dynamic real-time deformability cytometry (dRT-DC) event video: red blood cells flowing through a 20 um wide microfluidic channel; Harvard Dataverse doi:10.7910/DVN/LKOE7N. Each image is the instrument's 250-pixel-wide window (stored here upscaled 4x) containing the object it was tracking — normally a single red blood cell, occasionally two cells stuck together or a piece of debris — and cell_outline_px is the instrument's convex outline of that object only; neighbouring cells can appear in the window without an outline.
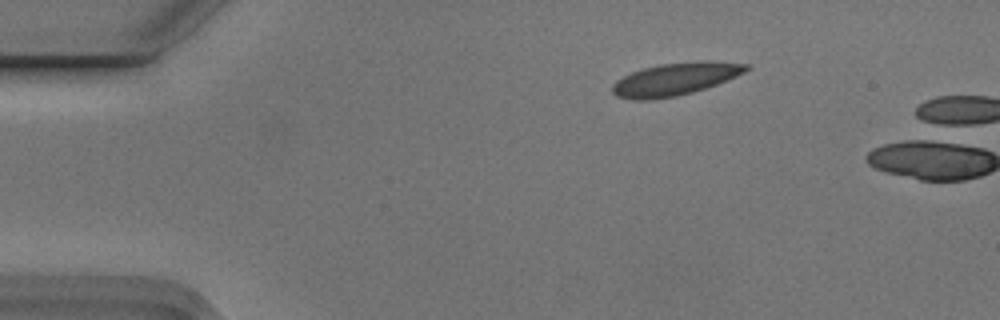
{"species": "Egyptian fruit bat (a non-hibernating species)", "species_latin": "Rousettus aegyptiacus", "temperature_condition": "cold", "stored_images_in_passage": 2, "camera_frame_rate_fps": 3000, "um_per_image_px": 0.085, "animal": {"sex": "male"}, "frame": {"image": 1, "passage_image": 1, "time_ms": 0.0, "image_size_px": [1000, 320], "cell_outline_px": [[752, 68], [736, 76], [716, 84], [692, 92], [676, 96], [652, 100], [636, 100], [616, 96], [612, 92], [612, 84], [616, 80], [632, 72], [644, 68], [660, 64], [700, 60], [708, 60], [748, 64]], "centroid_in_image_um": [57.39, 6.71], "position_along_channel_um": 27.6, "area_um2": 25.37}}